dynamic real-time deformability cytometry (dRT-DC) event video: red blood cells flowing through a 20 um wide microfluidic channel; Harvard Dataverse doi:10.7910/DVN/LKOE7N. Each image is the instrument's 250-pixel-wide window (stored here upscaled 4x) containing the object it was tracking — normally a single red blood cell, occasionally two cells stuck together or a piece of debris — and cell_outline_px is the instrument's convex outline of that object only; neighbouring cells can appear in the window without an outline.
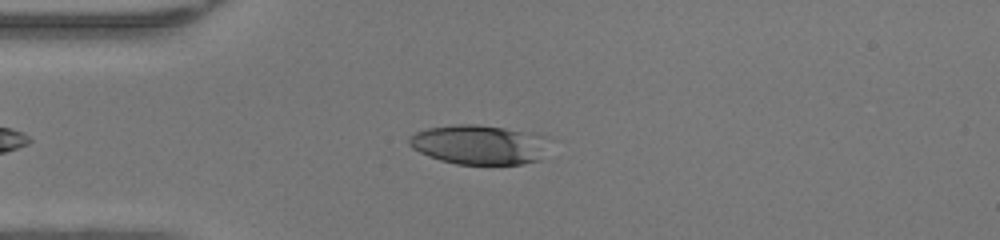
{"species": "human", "species_latin": "Homo sapiens", "temperature_condition": "warm", "stored_images_in_passage": 38, "camera_frame_rate_fps": 3000, "um_per_image_px": 0.085, "donor": {"sex": "female"}, "frame": {"image": 1, "passage_image": 6, "time_ms": 1.667, "image_size_px": [1000, 240], "cell_outline_px": [[548, 136], [540, 160], [520, 164], [456, 164], [440, 160], [428, 156], [412, 148], [408, 144], [408, 136], [416, 132], [428, 128], [456, 124], [480, 124], [532, 132]], "centroid_in_image_um": [40.7, 12.28], "position_along_channel_um": 44.3, "area_um2": 32.43}}
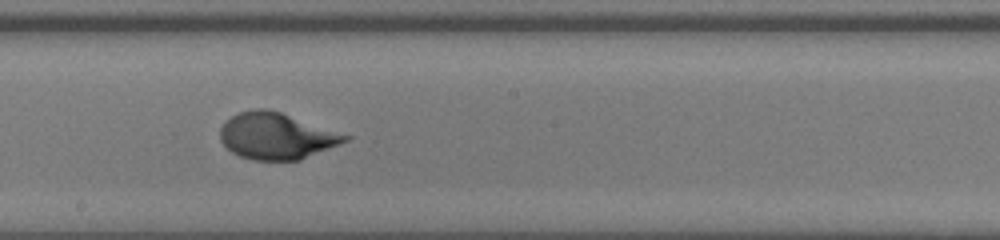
{"frame": {"image": 2, "passage_image": 20, "time_ms": 6.333, "image_size_px": [1000, 240], "cell_outline_px": [[352, 136], [348, 140], [300, 160], [252, 160], [240, 156], [232, 152], [220, 140], [220, 128], [232, 116], [240, 112], [256, 108], [264, 108], [280, 112]], "centroid_in_image_um": [23.49, 11.56], "position_along_channel_um": 224.7, "area_um2": 33.41}}
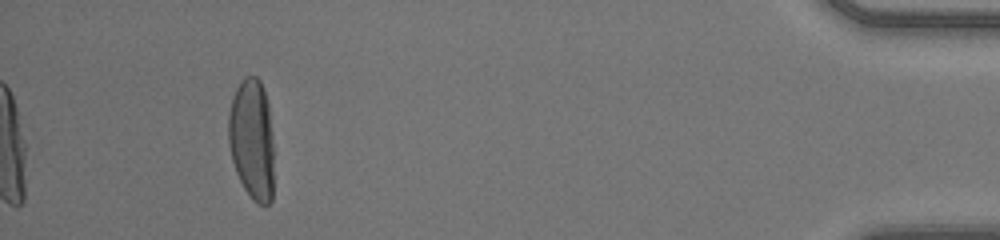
{"frame": {"image": 3, "passage_image": 38, "time_ms": 12.333, "image_size_px": [1000, 240], "cell_outline_px": [[272, 200], [268, 204], [256, 204], [252, 200], [244, 188], [236, 172], [232, 160], [228, 144], [228, 112], [232, 96], [240, 80], [244, 76], [256, 76], [260, 80], [268, 104], [272, 132]], "centroid_in_image_um": [21.38, 11.82], "position_along_channel_um": 413.8, "area_um2": 32.25}, "authors_computed_cell_mechanics": {"area_um2": 33.1772, "velocity_mm_per_s": 4.3001, "shape_relaxation_time_tau1_ms": 3.4952, "shape_relaxation_time_tau2_ms": null, "deformation_change_tau1": 0.2063, "deformation_change_tau2": null}}